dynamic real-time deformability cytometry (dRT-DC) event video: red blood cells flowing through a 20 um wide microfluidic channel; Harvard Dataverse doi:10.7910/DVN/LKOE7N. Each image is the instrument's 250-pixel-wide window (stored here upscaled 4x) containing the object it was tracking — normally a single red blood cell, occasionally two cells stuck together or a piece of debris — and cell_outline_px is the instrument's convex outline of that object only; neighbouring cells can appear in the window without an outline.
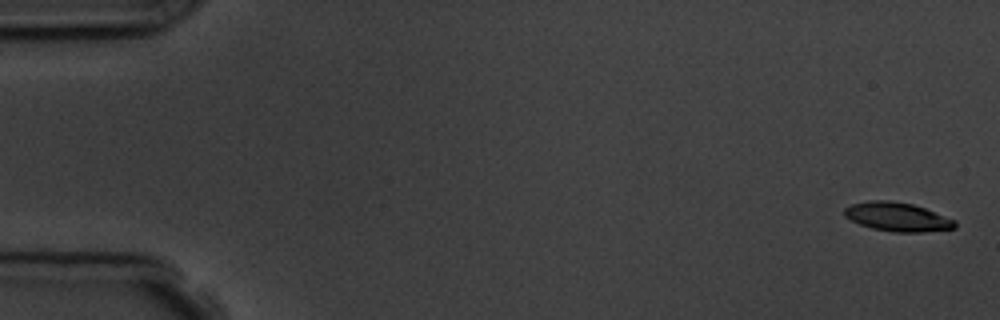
{"species": "common noctule bat (a hibernating species)", "species_latin": "Nyctalus noctula", "temperature_condition": "room temperature", "stored_images_in_passage": 10, "camera_frame_rate_fps": 3000, "um_per_image_px": 0.085, "animal": {"sex": "male", "body_mass_g": 19.5, "forearm_length_mm": 54.6}, "frame": {"image": 1, "passage_image": 1, "time_ms": 0.0, "image_size_px": [1000, 320], "cell_outline_px": [[956, 228], [924, 232], [892, 232], [872, 228], [860, 224], [844, 216], [844, 208], [852, 204], [868, 200], [888, 200], [912, 204], [924, 208], [956, 220]], "centroid_in_image_um": [76.28, 18.43], "position_along_channel_um": 8.7, "area_um2": 18.55}}